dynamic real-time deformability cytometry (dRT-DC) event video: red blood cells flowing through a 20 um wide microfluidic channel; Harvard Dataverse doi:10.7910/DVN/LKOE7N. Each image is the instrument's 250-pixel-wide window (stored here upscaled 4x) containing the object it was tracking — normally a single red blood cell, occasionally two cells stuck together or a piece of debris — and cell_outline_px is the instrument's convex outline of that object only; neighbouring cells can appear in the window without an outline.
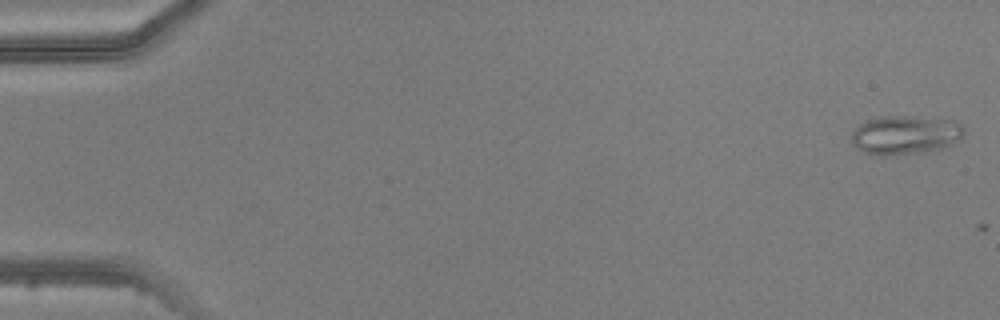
{"species": "common noctule bat (a hibernating species)", "species_latin": "Nyctalus noctula", "temperature_condition": "warm", "stored_images_in_passage": 2, "camera_frame_rate_fps": 3000, "um_per_image_px": 0.085, "animal": {"sex": "male", "body_mass_g": 20.5, "forearm_length_mm": 52.5}, "frame": {"image": 1, "passage_image": 1, "time_ms": 0.0, "image_size_px": [1000, 320], "cell_outline_px": [[964, 136], [960, 140], [952, 144], [940, 148], [924, 152], [884, 156], [880, 156], [864, 152], [856, 148], [852, 144], [852, 132], [860, 124], [868, 120], [880, 116], [904, 116], [956, 120], [964, 128]], "centroid_in_image_um": [76.96, 11.47], "position_along_channel_um": 8.0, "area_um2": 25.61}}